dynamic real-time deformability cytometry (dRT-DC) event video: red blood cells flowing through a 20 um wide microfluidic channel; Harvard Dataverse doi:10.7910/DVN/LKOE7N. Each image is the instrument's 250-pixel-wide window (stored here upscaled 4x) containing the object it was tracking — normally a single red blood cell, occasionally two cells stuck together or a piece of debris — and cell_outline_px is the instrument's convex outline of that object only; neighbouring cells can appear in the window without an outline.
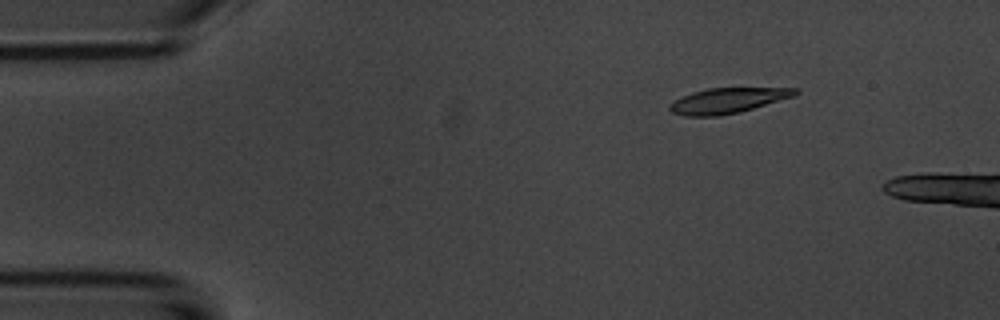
{"species": "common noctule bat (a hibernating species)", "species_latin": "Nyctalus noctula", "temperature_condition": "room temperature", "stored_images_in_passage": 6, "camera_frame_rate_fps": 3000, "um_per_image_px": 0.085, "animal": {"sex": "male", "body_mass_g": 20.1, "forearm_length_mm": 53.5}, "frame": {"image": 1, "passage_image": 3, "time_ms": 2.333, "image_size_px": [1000, 320], "cell_outline_px": [[800, 92], [792, 96], [740, 112], [716, 116], [684, 116], [672, 112], [668, 108], [668, 104], [672, 100], [692, 92], [708, 88], [800, 88]], "centroid_in_image_um": [61.79, 8.54], "position_along_channel_um": 23.2, "area_um2": 18.44}}